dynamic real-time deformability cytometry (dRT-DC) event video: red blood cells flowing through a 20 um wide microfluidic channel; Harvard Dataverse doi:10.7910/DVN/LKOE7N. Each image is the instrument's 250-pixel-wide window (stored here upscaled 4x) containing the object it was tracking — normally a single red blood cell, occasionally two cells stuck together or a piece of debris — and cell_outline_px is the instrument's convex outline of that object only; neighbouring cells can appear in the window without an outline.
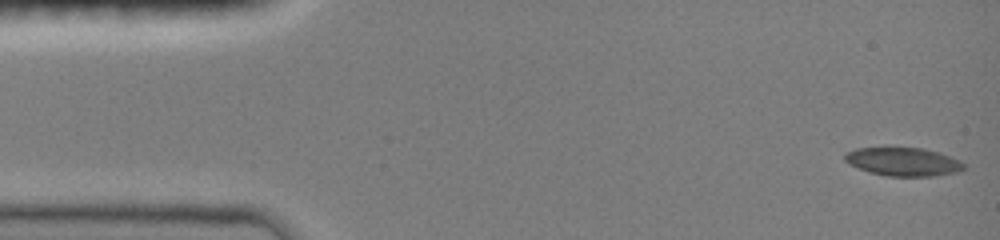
{"species": "common noctule bat (a hibernating species)", "species_latin": "Nyctalus noctula", "temperature_condition": "room temperature", "stored_images_in_passage": 7, "camera_frame_rate_fps": 3000, "um_per_image_px": 0.085, "animal": {"sex": "female", "body_mass_g": 19.0, "forearm_length_mm": 51.5}, "frame": {"image": 1, "passage_image": 1, "time_ms": 0.0, "image_size_px": [1000, 240], "cell_outline_px": [[964, 168], [956, 172], [932, 176], [888, 176], [872, 172], [848, 164], [844, 160], [844, 152], [856, 148], [924, 148], [960, 160], [964, 164]], "centroid_in_image_um": [76.74, 13.74], "position_along_channel_um": 8.3, "area_um2": 19.42}}
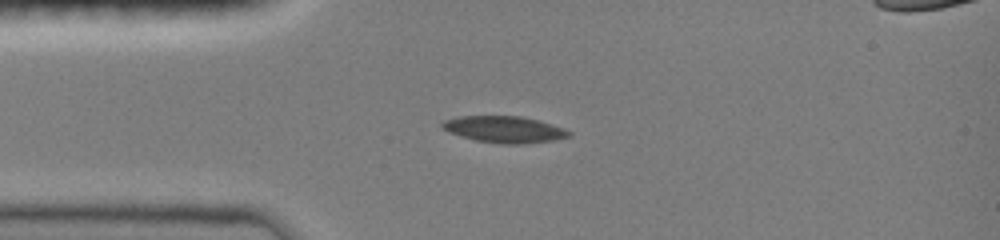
{"frame": {"image": 2, "passage_image": 6, "time_ms": 3.333, "image_size_px": [1000, 240], "cell_outline_px": [[572, 136], [556, 140], [524, 144], [500, 144], [476, 140], [460, 136], [448, 132], [440, 128], [440, 124], [444, 120], [460, 116], [520, 116], [540, 120], [564, 128], [572, 132]], "centroid_in_image_um": [42.89, 11.0], "position_along_channel_um": 42.1, "area_um2": 19.94}}